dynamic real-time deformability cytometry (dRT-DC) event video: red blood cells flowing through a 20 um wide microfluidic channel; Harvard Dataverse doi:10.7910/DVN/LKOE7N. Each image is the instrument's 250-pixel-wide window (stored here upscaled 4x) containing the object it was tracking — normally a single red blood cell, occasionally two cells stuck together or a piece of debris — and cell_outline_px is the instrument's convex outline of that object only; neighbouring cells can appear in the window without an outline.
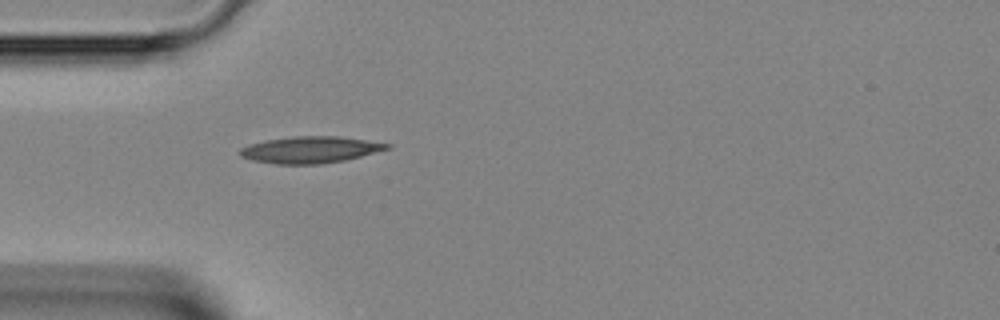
{"species": "Egyptian fruit bat (a non-hibernating species)", "species_latin": "Rousettus aegyptiacus", "temperature_condition": "room temperature", "stored_images_in_passage": 33, "camera_frame_rate_fps": 3000, "um_per_image_px": 0.085, "animal": {"sex": "female"}, "frame": {"image": 1, "passage_image": 1, "time_ms": 0.0, "image_size_px": [1000, 320], "cell_outline_px": [[392, 148], [344, 160], [320, 164], [276, 164], [252, 160], [240, 156], [240, 148], [248, 144], [264, 140], [292, 136], [340, 136], [392, 144]], "centroid_in_image_um": [26.36, 12.72], "position_along_channel_um": 58.6, "area_um2": 22.89}}
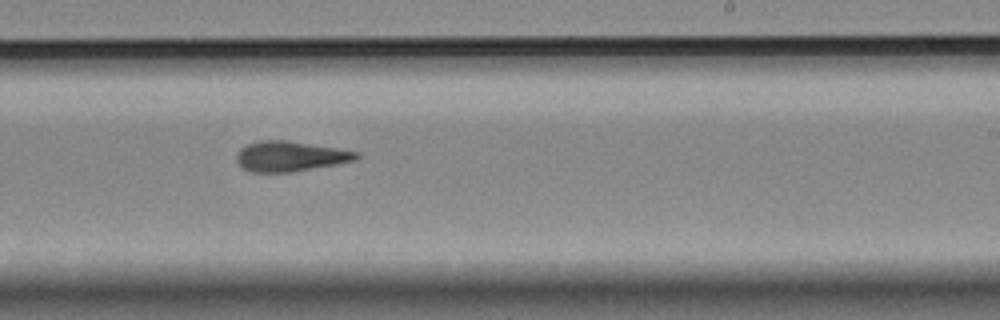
{"frame": {"image": 2, "passage_image": 15, "time_ms": 4.667, "image_size_px": [1000, 320], "cell_outline_px": [[360, 156], [356, 160], [292, 172], [252, 172], [244, 168], [236, 160], [236, 156], [240, 148], [248, 144], [260, 140], [284, 140], [336, 148], [360, 152]], "centroid_in_image_um": [24.66, 13.28], "position_along_channel_um": 264.3, "area_um2": 20.81}}
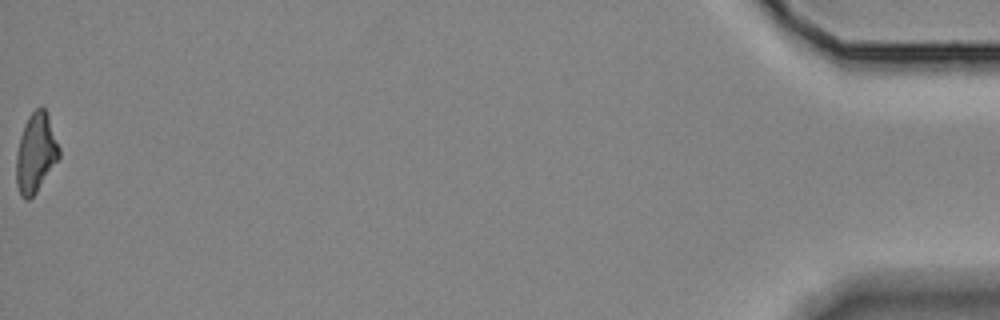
{"frame": {"image": 3, "passage_image": 33, "time_ms": 10.667, "image_size_px": [1000, 320], "cell_outline_px": [[60, 156], [36, 192], [28, 200], [24, 200], [20, 196], [16, 184], [16, 152], [20, 136], [24, 124], [28, 116], [36, 108], [44, 108], [48, 112], [60, 148]], "centroid_in_image_um": [3.03, 12.99], "position_along_channel_um": 432.2, "area_um2": 19.94}}